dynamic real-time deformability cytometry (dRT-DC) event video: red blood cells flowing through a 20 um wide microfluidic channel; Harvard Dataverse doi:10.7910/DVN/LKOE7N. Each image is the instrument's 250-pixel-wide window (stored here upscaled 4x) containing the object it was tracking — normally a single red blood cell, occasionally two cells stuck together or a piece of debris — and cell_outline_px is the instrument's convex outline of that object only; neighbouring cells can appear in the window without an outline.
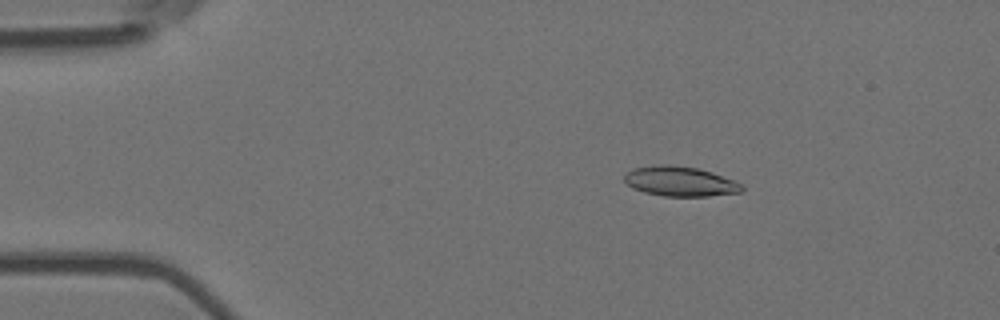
{"species": "Egyptian fruit bat (a non-hibernating species)", "species_latin": "Rousettus aegyptiacus", "temperature_condition": "room temperature", "stored_images_in_passage": 43, "camera_frame_rate_fps": 3000, "um_per_image_px": 0.085, "animal": {"sex": "female"}, "frame": {"image": 1, "passage_image": 5, "time_ms": 1.333, "image_size_px": [1000, 320], "cell_outline_px": [[744, 188], [740, 192], [708, 196], [664, 196], [644, 192], [632, 188], [624, 180], [624, 176], [632, 168], [668, 164], [696, 168], [712, 172], [744, 184]], "centroid_in_image_um": [57.82, 15.42], "position_along_channel_um": 27.2, "area_um2": 20.29}}
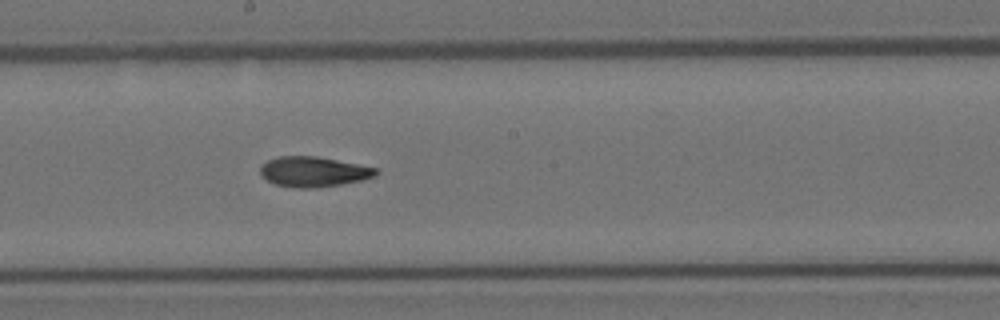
{"frame": {"image": 2, "passage_image": 26, "time_ms": 8.333, "image_size_px": [1000, 320], "cell_outline_px": [[380, 172], [376, 176], [364, 180], [316, 188], [296, 188], [276, 184], [260, 176], [260, 164], [268, 160], [280, 156], [316, 156], [376, 168]], "centroid_in_image_um": [26.64, 14.6], "position_along_channel_um": 221.6, "area_um2": 20.35}}
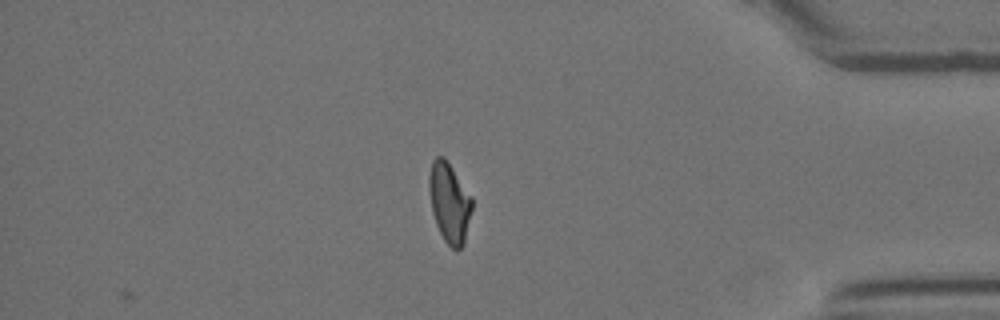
{"frame": {"image": 3, "passage_image": 43, "time_ms": 14.0, "image_size_px": [1000, 320], "cell_outline_px": [[472, 208], [464, 244], [456, 252], [444, 240], [436, 224], [432, 212], [428, 188], [428, 176], [432, 160], [436, 156], [444, 156], [472, 196]], "centroid_in_image_um": [38.19, 17.21], "position_along_channel_um": 397.0, "area_um2": 20.17}, "authors_computed_cell_mechanics": {"area_um2": 20.3456, "velocity_mm_per_s": 3.6705, "shape_relaxation_time_tau1_ms": null, "shape_relaxation_time_tau2_ms": 3.7594, "deformation_change_tau1": null, "deformation_change_tau2": 0.1043}}